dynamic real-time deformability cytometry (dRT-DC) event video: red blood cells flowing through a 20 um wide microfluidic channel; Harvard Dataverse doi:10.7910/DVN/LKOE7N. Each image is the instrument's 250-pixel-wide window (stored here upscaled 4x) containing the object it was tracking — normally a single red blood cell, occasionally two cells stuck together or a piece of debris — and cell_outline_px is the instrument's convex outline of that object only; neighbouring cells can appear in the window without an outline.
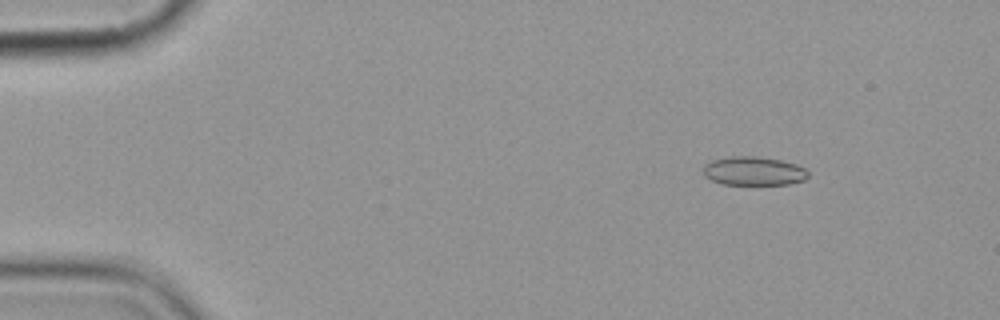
{"species": "common noctule bat (a hibernating species)", "species_latin": "Nyctalus noctula", "temperature_condition": "cold", "stored_images_in_passage": 4, "camera_frame_rate_fps": 3000, "um_per_image_px": 0.085, "animal": {"sex": "female", "body_mass_g": 19.9}, "frame": {"image": 1, "passage_image": 1, "time_ms": 0.0, "image_size_px": [1000, 320], "cell_outline_px": [[808, 176], [804, 180], [788, 184], [724, 184], [712, 180], [704, 176], [704, 164], [712, 160], [732, 156], [756, 156], [780, 160], [796, 164], [804, 168], [808, 172]], "centroid_in_image_um": [64.06, 14.53], "position_along_channel_um": 20.9, "area_um2": 17.46}}
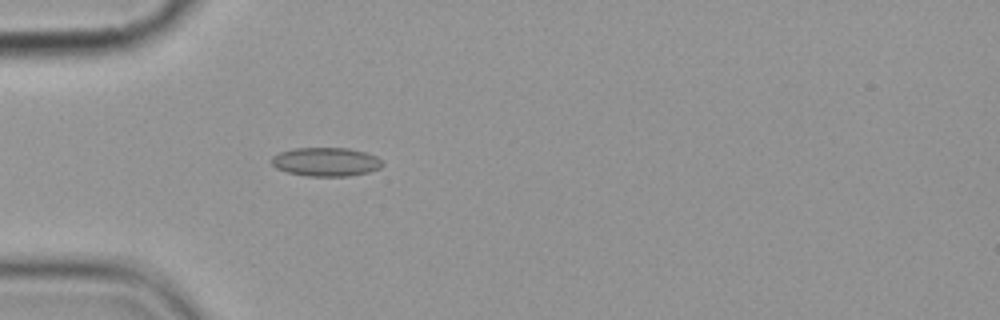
{"frame": {"image": 2, "passage_image": 4, "time_ms": 3.333, "image_size_px": [1000, 320], "cell_outline_px": [[384, 164], [380, 168], [368, 172], [348, 176], [308, 176], [288, 172], [276, 168], [268, 160], [272, 156], [280, 152], [292, 148], [348, 148], [364, 152], [376, 156]], "centroid_in_image_um": [27.67, 13.75], "position_along_channel_um": 57.3, "area_um2": 18.61}}